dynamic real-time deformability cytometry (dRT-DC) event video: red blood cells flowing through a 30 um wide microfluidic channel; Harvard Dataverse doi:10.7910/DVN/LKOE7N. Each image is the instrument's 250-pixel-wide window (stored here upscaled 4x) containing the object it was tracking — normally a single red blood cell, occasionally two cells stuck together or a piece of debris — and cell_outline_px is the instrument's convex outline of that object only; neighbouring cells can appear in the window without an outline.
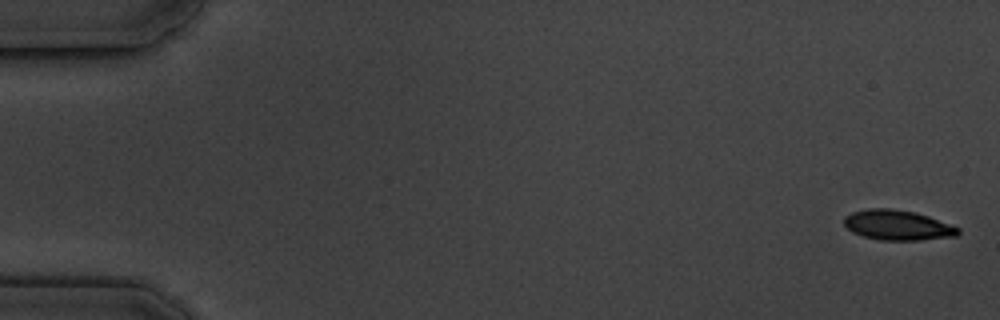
{"species": "common noctule bat (a hibernating species)", "species_latin": "Nyctalus noctula", "temperature_condition": "cold", "stored_images_in_passage": 5, "camera_frame_rate_fps": 3000, "um_per_image_px": 0.085, "animal": {"sex": "male", "body_mass_g": 19.5, "forearm_length_mm": 54.6}, "frame": {"image": 1, "passage_image": 1, "time_ms": 0.0, "image_size_px": [1000, 320], "cell_outline_px": [[960, 232], [956, 236], [920, 240], [880, 240], [864, 236], [852, 232], [844, 224], [844, 216], [852, 212], [868, 208], [892, 208], [916, 212], [928, 216], [960, 228]], "centroid_in_image_um": [76.29, 19.13], "position_along_channel_um": 8.7, "area_um2": 20.0}}
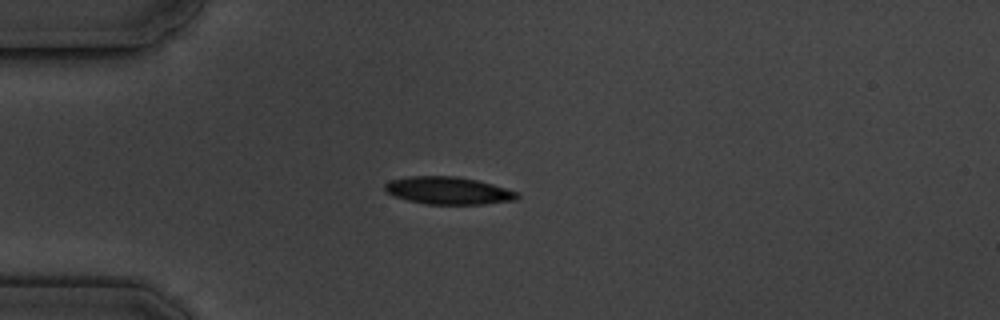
{"frame": {"image": 2, "passage_image": 5, "time_ms": 4.667, "image_size_px": [1000, 320], "cell_outline_px": [[520, 196], [516, 200], [484, 204], [424, 204], [408, 200], [396, 196], [388, 192], [384, 188], [384, 184], [392, 180], [408, 176], [456, 176], [476, 180], [492, 184], [520, 192]], "centroid_in_image_um": [38.15, 16.2], "position_along_channel_um": 46.8, "area_um2": 21.15}}